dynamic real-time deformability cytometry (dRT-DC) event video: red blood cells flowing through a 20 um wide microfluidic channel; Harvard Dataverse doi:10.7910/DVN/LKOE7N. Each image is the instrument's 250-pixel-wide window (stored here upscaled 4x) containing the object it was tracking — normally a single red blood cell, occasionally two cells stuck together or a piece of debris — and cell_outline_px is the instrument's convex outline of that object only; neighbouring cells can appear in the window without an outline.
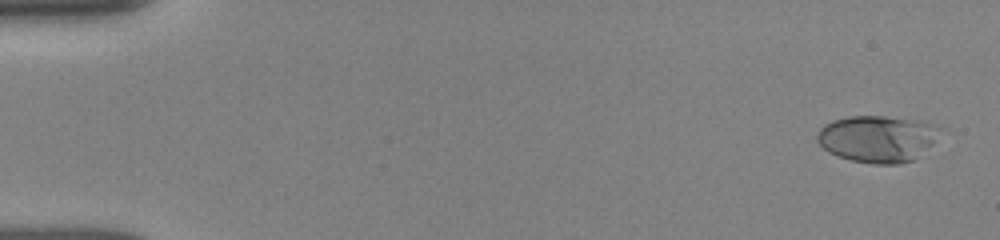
{"species": "human", "species_latin": "Homo sapiens", "temperature_condition": "room temperature", "stored_images_in_passage": 52, "camera_frame_rate_fps": 3000, "um_per_image_px": 0.085, "donor": {"sex": "female"}, "frame": {"image": 1, "passage_image": 2, "time_ms": 0.333, "image_size_px": [1000, 240], "cell_outline_px": [[940, 128], [932, 144], [912, 160], [896, 164], [872, 164], [852, 160], [828, 152], [816, 140], [816, 136], [820, 128], [824, 124], [832, 120], [848, 116], [884, 116], [920, 120]], "centroid_in_image_um": [74.53, 11.78], "position_along_channel_um": 10.5, "area_um2": 33.18}}
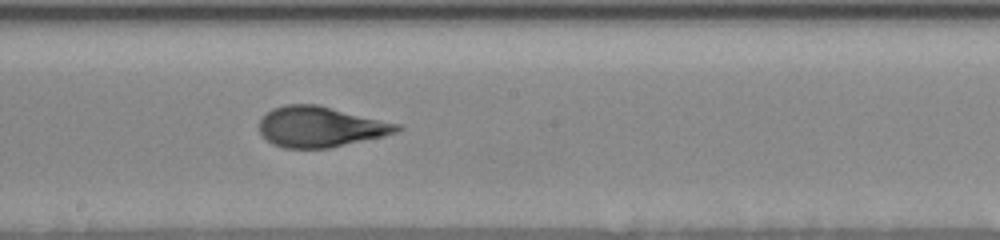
{"frame": {"image": 2, "passage_image": 29, "time_ms": 9.333, "image_size_px": [1000, 240], "cell_outline_px": [[404, 128], [396, 132], [384, 136], [328, 148], [284, 148], [272, 144], [260, 132], [260, 120], [272, 108], [284, 104], [316, 104], [400, 124]], "centroid_in_image_um": [27.24, 10.77], "position_along_channel_um": 221.0, "area_um2": 32.31}}
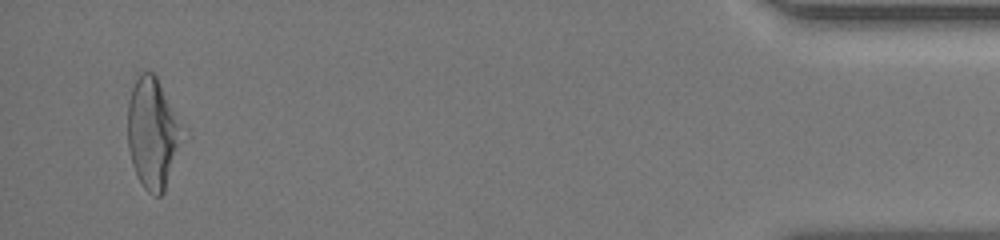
{"frame": {"image": 3, "passage_image": 50, "time_ms": 16.333, "image_size_px": [1000, 240], "cell_outline_px": [[188, 128], [164, 192], [160, 196], [156, 196], [148, 192], [144, 188], [132, 164], [128, 148], [128, 100], [132, 88], [140, 72], [152, 72], [156, 76]], "centroid_in_image_um": [13.05, 11.3], "position_along_channel_um": 422.2, "area_um2": 36.18}, "authors_computed_cell_mechanics": {"area_um2": 32.1657, "velocity_mm_per_s": 3.9033, "shape_relaxation_time_tau1_ms": 5.1692, "shape_relaxation_time_tau2_ms": 0.7825, "deformation_change_tau1": 0.185, "deformation_change_tau2": 0.0822}}